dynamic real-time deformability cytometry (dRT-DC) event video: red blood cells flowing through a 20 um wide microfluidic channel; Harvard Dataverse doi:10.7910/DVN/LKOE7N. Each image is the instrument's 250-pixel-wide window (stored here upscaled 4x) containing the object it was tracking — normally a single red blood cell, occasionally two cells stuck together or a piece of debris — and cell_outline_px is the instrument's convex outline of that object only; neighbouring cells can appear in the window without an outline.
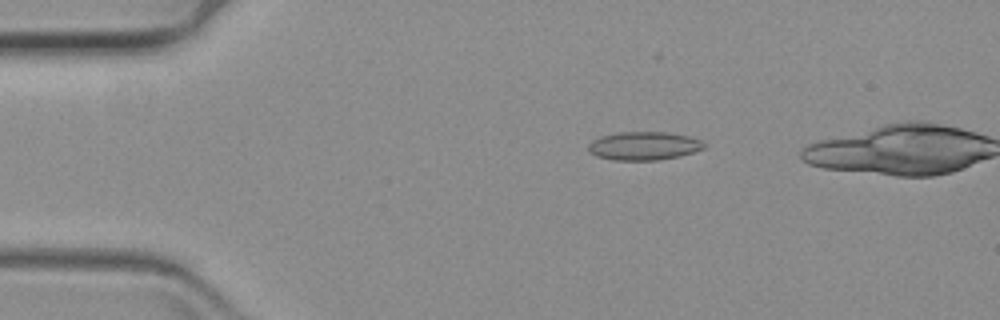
{"species": "common noctule bat (a hibernating species)", "species_latin": "Nyctalus noctula", "temperature_condition": "warm", "stored_images_in_passage": 54, "camera_frame_rate_fps": 3000, "um_per_image_px": 0.085, "animal": {"sex": "female", "body_mass_g": 19.3, "forearm_length_mm": 54.1}, "frame": {"image": 1, "passage_image": 12, "time_ms": 3.667, "image_size_px": [1000, 320], "cell_outline_px": [[708, 144], [704, 148], [680, 156], [656, 160], [612, 160], [596, 156], [588, 152], [588, 144], [592, 140], [600, 136], [616, 132], [668, 132], [688, 136], [700, 140]], "centroid_in_image_um": [54.7, 12.39], "position_along_channel_um": 30.3, "area_um2": 19.31}}
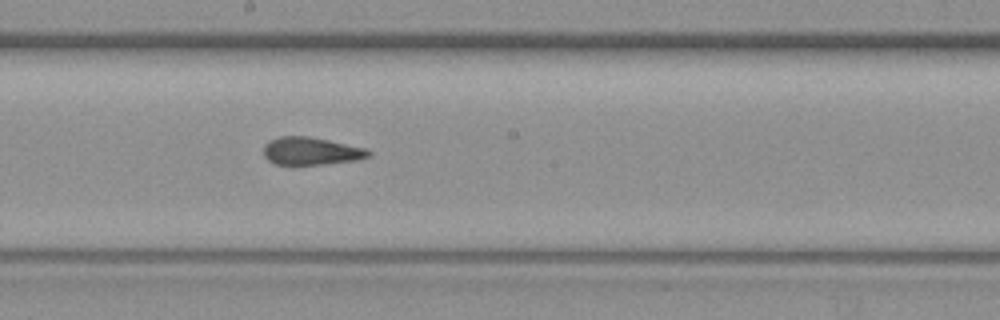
{"frame": {"image": 2, "passage_image": 34, "time_ms": 11.0, "image_size_px": [1000, 320], "cell_outline_px": [[372, 156], [360, 160], [324, 164], [276, 164], [268, 160], [264, 156], [264, 144], [268, 140], [280, 136], [308, 136], [328, 140], [364, 148], [372, 152]], "centroid_in_image_um": [26.45, 12.84], "position_along_channel_um": 221.7, "area_um2": 16.99}}
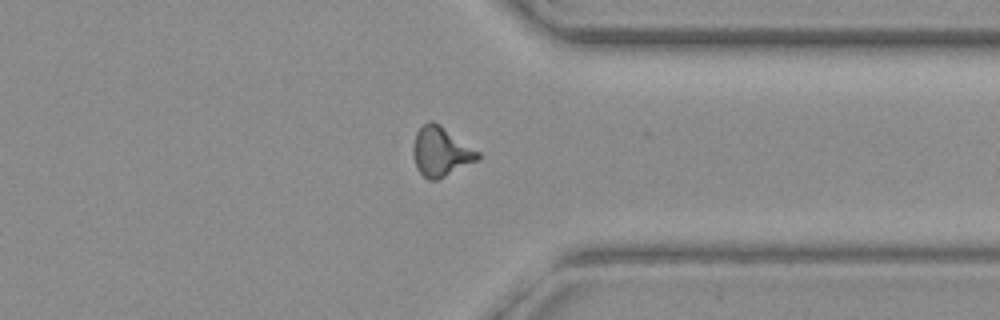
{"frame": {"image": 3, "passage_image": 48, "time_ms": 15.667, "image_size_px": [1000, 320], "cell_outline_px": [[480, 160], [436, 180], [428, 180], [416, 168], [412, 152], [412, 148], [416, 132], [428, 120], [432, 120], [440, 124], [480, 152]], "centroid_in_image_um": [37.48, 12.88], "position_along_channel_um": 373.9, "area_um2": 18.79}}